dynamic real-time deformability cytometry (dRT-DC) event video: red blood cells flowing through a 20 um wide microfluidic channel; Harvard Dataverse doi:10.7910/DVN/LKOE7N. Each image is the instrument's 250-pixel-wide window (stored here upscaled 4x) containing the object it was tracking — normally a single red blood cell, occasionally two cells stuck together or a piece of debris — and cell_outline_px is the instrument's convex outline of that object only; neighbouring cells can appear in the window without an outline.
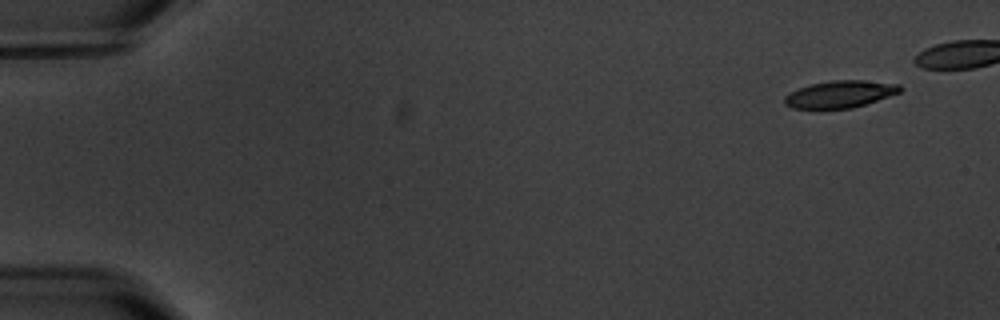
{"species": "common noctule bat (a hibernating species)", "species_latin": "Nyctalus noctula", "temperature_condition": "warm", "stored_images_in_passage": 5, "camera_frame_rate_fps": 3000, "um_per_image_px": 0.085, "animal": {"sex": "male", "body_mass_g": 20.1, "forearm_length_mm": 53.5}, "frame": {"image": 1, "passage_image": 1, "time_ms": 0.0, "image_size_px": [1000, 320], "cell_outline_px": [[904, 88], [900, 92], [852, 108], [792, 108], [784, 104], [784, 96], [800, 88], [812, 84], [832, 80], [864, 80], [900, 84]], "centroid_in_image_um": [71.42, 7.99], "position_along_channel_um": 13.6, "area_um2": 17.98}}